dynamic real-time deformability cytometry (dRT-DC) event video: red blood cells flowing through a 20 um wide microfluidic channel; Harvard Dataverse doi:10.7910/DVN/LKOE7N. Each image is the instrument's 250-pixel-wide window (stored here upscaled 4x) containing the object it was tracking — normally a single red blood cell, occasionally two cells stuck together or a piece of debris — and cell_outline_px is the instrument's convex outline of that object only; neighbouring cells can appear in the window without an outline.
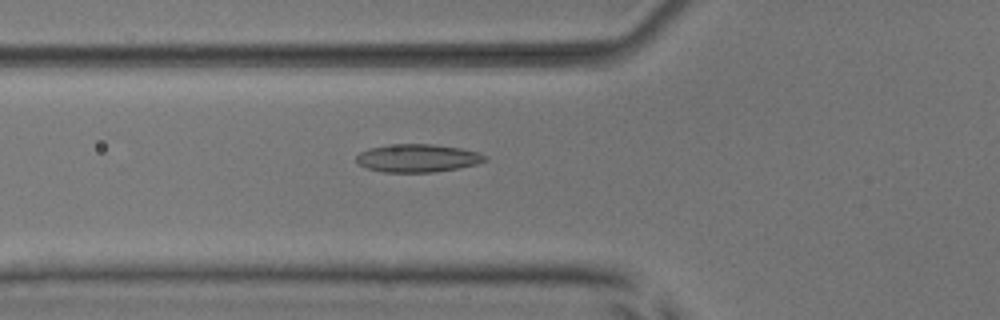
{"species": "common noctule bat (a hibernating species)", "species_latin": "Nyctalus noctula", "temperature_condition": "room temperature", "stored_images_in_passage": 52, "camera_frame_rate_fps": 3000, "um_per_image_px": 0.085, "animal": {"sex": "male", "body_mass_g": 17.9, "forearm_length_mm": 54.2}, "frame": {"image": 1, "passage_image": 19, "time_ms": 6.0, "image_size_px": [1000, 320], "cell_outline_px": [[488, 160], [476, 164], [456, 168], [432, 172], [384, 172], [368, 168], [360, 164], [356, 160], [356, 156], [360, 152], [368, 148], [388, 144], [432, 144], [460, 148], [480, 152], [488, 156]], "centroid_in_image_um": [35.51, 13.43], "position_along_channel_um": 90.3, "area_um2": 20.98}}
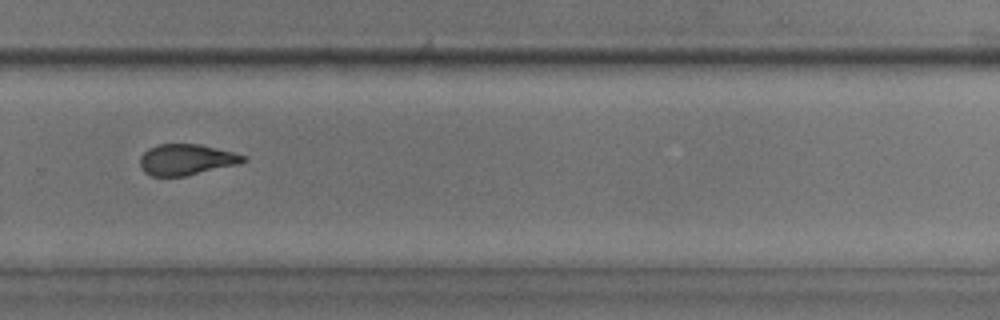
{"frame": {"image": 2, "passage_image": 36, "time_ms": 11.667, "image_size_px": [1000, 320], "cell_outline_px": [[248, 160], [240, 164], [184, 176], [152, 176], [144, 172], [140, 168], [140, 156], [148, 148], [160, 144], [200, 144], [248, 156]], "centroid_in_image_um": [15.85, 13.57], "position_along_channel_um": 313.9, "area_um2": 18.73}}
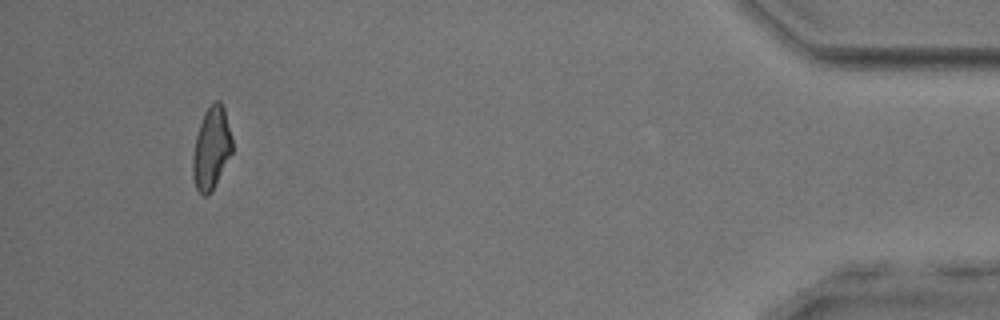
{"frame": {"image": 3, "passage_image": 49, "time_ms": 16.0, "image_size_px": [1000, 320], "cell_outline_px": [[232, 152], [212, 192], [208, 196], [204, 196], [196, 188], [192, 172], [192, 156], [196, 136], [204, 112], [216, 100], [220, 100], [224, 108], [232, 136]], "centroid_in_image_um": [17.97, 12.62], "position_along_channel_um": 417.2, "area_um2": 18.9}, "authors_computed_cell_mechanics": {"area_um2": 19.6809, "velocity_mm_per_s": 3.952, "shape_relaxation_time_tau1_ms": 6.8908, "shape_relaxation_time_tau2_ms": 2.5346, "deformation_change_tau1": 0.1647, "deformation_change_tau2": 0.1046}}